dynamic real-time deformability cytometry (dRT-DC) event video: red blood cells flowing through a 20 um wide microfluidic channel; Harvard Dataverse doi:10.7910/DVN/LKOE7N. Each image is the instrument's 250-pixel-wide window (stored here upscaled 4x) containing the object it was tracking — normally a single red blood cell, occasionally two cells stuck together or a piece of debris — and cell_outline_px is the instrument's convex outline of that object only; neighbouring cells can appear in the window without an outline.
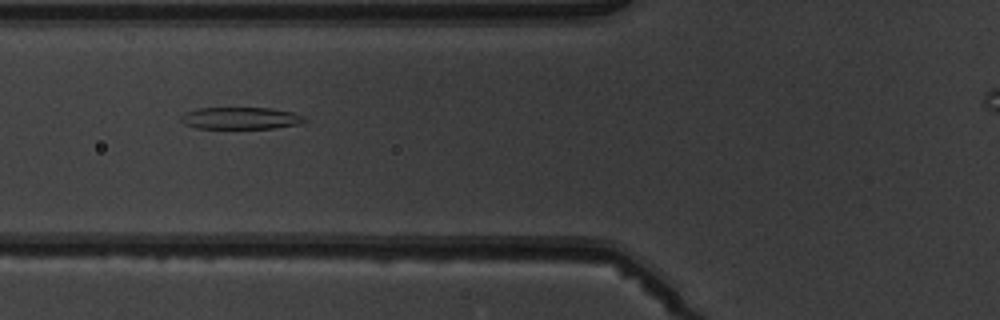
{"species": "common noctule bat (a hibernating species)", "species_latin": "Nyctalus noctula", "temperature_condition": "warm", "stored_images_in_passage": 8, "camera_frame_rate_fps": 3000, "um_per_image_px": 0.085, "animal": {"sex": "male", "body_mass_g": 19.5, "forearm_length_mm": 54.6}, "frame": {"image": 1, "passage_image": 6, "time_ms": 5.667, "image_size_px": [1000, 320], "cell_outline_px": [[308, 120], [296, 124], [272, 128], [196, 128], [184, 124], [180, 120], [180, 116], [184, 112], [196, 108], [272, 108], [292, 112], [304, 116]], "centroid_in_image_um": [20.4, 10.03], "position_along_channel_um": 105.4, "area_um2": 15.84}}
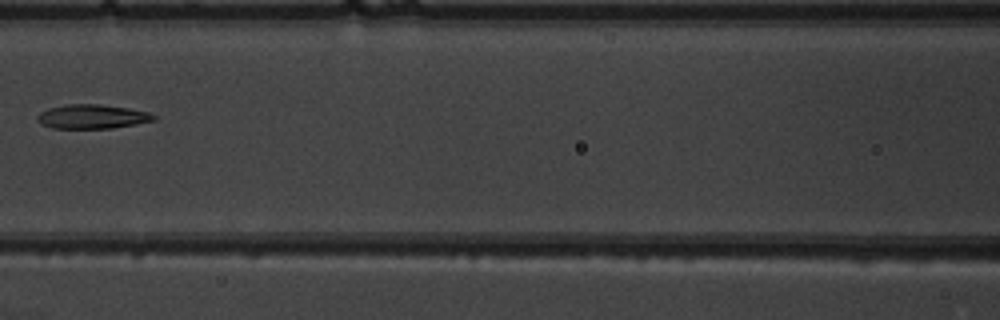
{"frame": {"image": 2, "passage_image": 7, "time_ms": 7.0, "image_size_px": [1000, 320], "cell_outline_px": [[156, 120], [136, 124], [112, 128], [52, 128], [40, 124], [36, 120], [36, 116], [40, 112], [48, 108], [68, 104], [100, 104], [128, 108], [148, 112], [156, 116]], "centroid_in_image_um": [7.81, 9.91], "position_along_channel_um": 158.8, "area_um2": 16.47}}
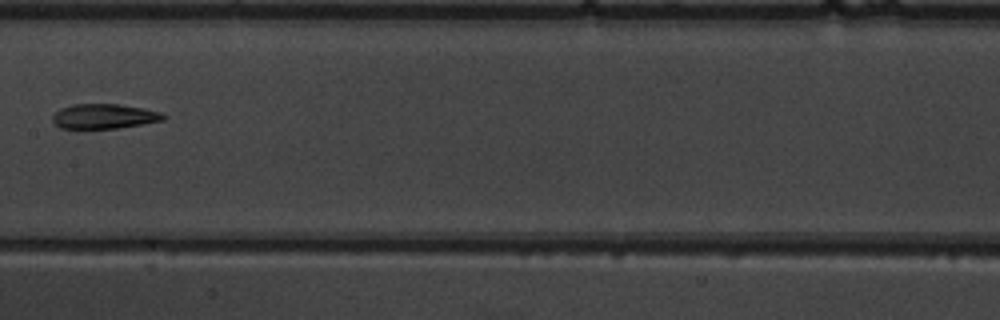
{"frame": {"image": 3, "passage_image": 8, "time_ms": 8.0, "image_size_px": [1000, 320], "cell_outline_px": [[168, 116], [164, 120], [144, 124], [116, 128], [60, 128], [52, 120], [52, 116], [60, 108], [72, 104], [120, 104], [144, 108], [160, 112]], "centroid_in_image_um": [8.88, 9.88], "position_along_channel_um": 198.5, "area_um2": 16.07}}